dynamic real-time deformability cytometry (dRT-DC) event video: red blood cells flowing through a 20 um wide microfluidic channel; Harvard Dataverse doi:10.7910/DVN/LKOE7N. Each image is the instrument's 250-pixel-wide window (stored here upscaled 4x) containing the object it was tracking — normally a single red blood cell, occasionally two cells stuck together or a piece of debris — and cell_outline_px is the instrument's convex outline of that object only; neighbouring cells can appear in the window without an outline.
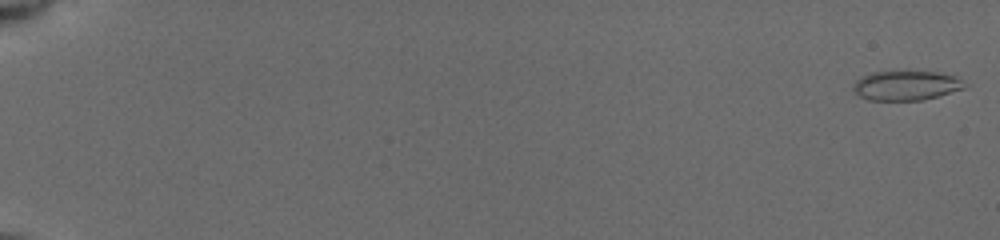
{"species": "common noctule bat (a hibernating species)", "species_latin": "Nyctalus noctula", "temperature_condition": "cold", "stored_images_in_passage": 55, "camera_frame_rate_fps": 3000, "um_per_image_px": 0.085, "animal": {"sex": "female", "body_mass_g": 19.5, "forearm_length_mm": 54.1}, "frame": {"image": 1, "passage_image": 1, "time_ms": 0.0, "image_size_px": [1000, 240], "cell_outline_px": [[972, 84], [964, 88], [936, 96], [920, 100], [868, 100], [860, 96], [852, 88], [856, 80], [864, 76], [876, 72], [936, 72], [956, 76]], "centroid_in_image_um": [77.08, 7.27], "position_along_channel_um": 7.9, "area_um2": 18.96}}
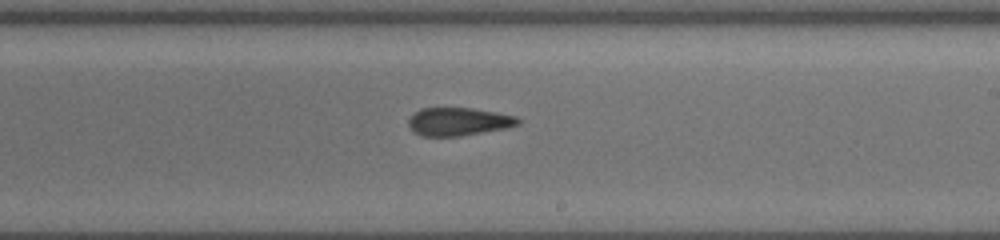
{"frame": {"image": 2, "passage_image": 35, "time_ms": 11.333, "image_size_px": [1000, 240], "cell_outline_px": [[520, 124], [504, 128], [456, 136], [424, 136], [416, 132], [408, 124], [408, 120], [420, 108], [472, 108], [496, 112], [516, 116], [520, 120]], "centroid_in_image_um": [38.98, 10.32], "position_along_channel_um": 250.0, "area_um2": 17.51}}
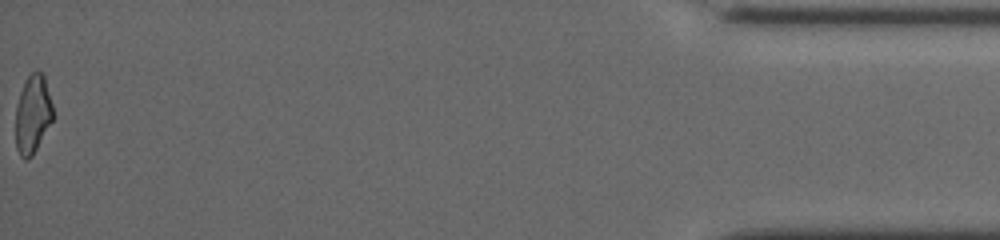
{"frame": {"image": 3, "passage_image": 55, "time_ms": 18.0, "image_size_px": [1000, 240], "cell_outline_px": [[52, 120], [32, 156], [28, 160], [24, 160], [20, 156], [16, 148], [16, 104], [20, 92], [28, 76], [36, 68], [44, 72], [52, 104]], "centroid_in_image_um": [2.78, 9.68], "position_along_channel_um": 432.4, "area_um2": 17.11}, "authors_computed_cell_mechanics": {"area_um2": 18.9006, "velocity_mm_per_s": 3.9503, "shape_relaxation_time_tau1_ms": null, "shape_relaxation_time_tau2_ms": 2.5901, "deformation_change_tau1": null, "deformation_change_tau2": 0.0899}}